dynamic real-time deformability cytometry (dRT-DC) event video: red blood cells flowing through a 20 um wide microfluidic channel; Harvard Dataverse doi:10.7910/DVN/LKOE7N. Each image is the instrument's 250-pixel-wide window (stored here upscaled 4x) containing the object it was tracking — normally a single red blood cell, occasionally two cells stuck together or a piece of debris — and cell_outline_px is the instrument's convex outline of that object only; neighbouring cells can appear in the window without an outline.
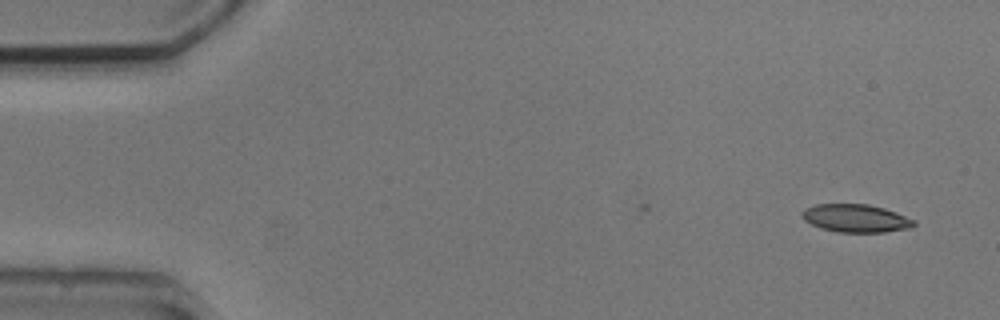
{"species": "common noctule bat (a hibernating species)", "species_latin": "Nyctalus noctula", "temperature_condition": "cold", "stored_images_in_passage": 5, "camera_frame_rate_fps": 3000, "um_per_image_px": 0.085, "animal": {"sex": "male", "body_mass_g": 20.5, "forearm_length_mm": 52.5}, "frame": {"image": 1, "passage_image": 1, "time_ms": 0.0, "image_size_px": [1000, 320], "cell_outline_px": [[916, 224], [912, 228], [884, 232], [836, 232], [820, 228], [804, 220], [800, 212], [804, 208], [816, 204], [868, 204], [884, 208], [896, 212], [916, 220]], "centroid_in_image_um": [72.75, 18.55], "position_along_channel_um": 12.2, "area_um2": 18.44}}
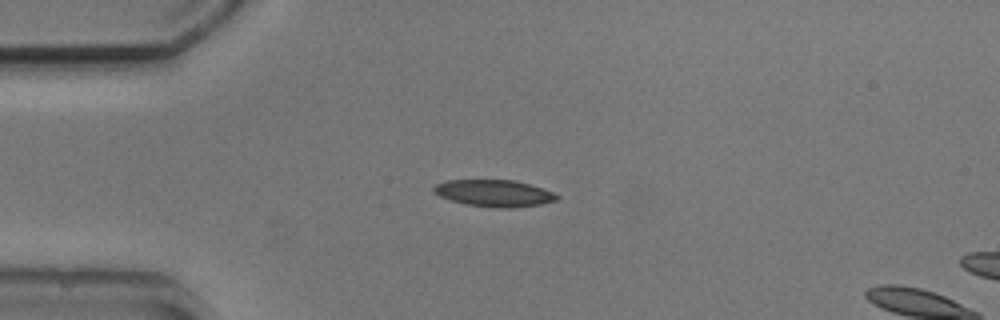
{"frame": {"image": 2, "passage_image": 4, "time_ms": 3.333, "image_size_px": [1000, 320], "cell_outline_px": [[560, 200], [540, 204], [512, 208], [496, 208], [464, 204], [440, 196], [432, 192], [432, 188], [436, 184], [448, 180], [512, 180], [528, 184], [552, 192], [560, 196]], "centroid_in_image_um": [41.99, 16.43], "position_along_channel_um": 43.0, "area_um2": 19.19}}